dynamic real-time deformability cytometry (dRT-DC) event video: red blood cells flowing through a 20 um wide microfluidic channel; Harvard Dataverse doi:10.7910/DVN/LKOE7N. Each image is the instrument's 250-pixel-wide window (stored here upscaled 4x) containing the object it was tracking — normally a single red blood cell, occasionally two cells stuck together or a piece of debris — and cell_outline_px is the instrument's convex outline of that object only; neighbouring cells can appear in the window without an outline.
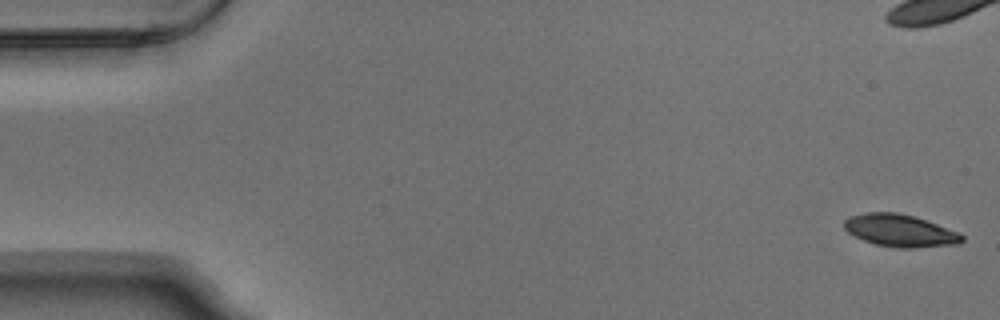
{"species": "Egyptian fruit bat (a non-hibernating species)", "species_latin": "Rousettus aegyptiacus", "temperature_condition": "warm", "stored_images_in_passage": 7, "camera_frame_rate_fps": 3000, "um_per_image_px": 0.085, "animal": {"sex": "male"}, "frame": {"image": 1, "passage_image": 1, "time_ms": 0.0, "image_size_px": [1000, 320], "cell_outline_px": [[964, 240], [960, 244], [912, 248], [900, 248], [876, 244], [864, 240], [848, 232], [844, 228], [844, 220], [848, 216], [864, 212], [896, 212], [912, 216], [960, 232], [964, 236]], "centroid_in_image_um": [76.51, 19.6], "position_along_channel_um": 8.5, "area_um2": 22.14}}
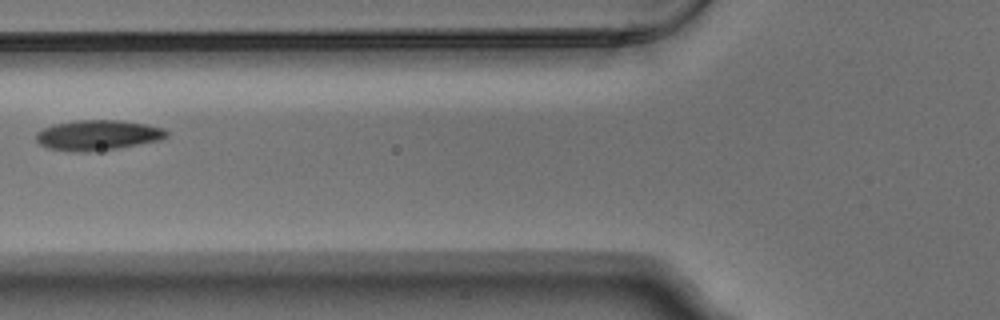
{"frame": {"image": 2, "passage_image": 7, "time_ms": 2.0, "image_size_px": [1000, 320], "cell_outline_px": [[168, 136], [160, 140], [116, 148], [88, 152], [76, 152], [48, 148], [40, 144], [36, 140], [36, 132], [52, 124], [76, 120], [120, 120], [144, 124], [164, 128], [168, 132]], "centroid_in_image_um": [8.29, 11.48], "position_along_channel_um": 117.5, "area_um2": 22.95}}